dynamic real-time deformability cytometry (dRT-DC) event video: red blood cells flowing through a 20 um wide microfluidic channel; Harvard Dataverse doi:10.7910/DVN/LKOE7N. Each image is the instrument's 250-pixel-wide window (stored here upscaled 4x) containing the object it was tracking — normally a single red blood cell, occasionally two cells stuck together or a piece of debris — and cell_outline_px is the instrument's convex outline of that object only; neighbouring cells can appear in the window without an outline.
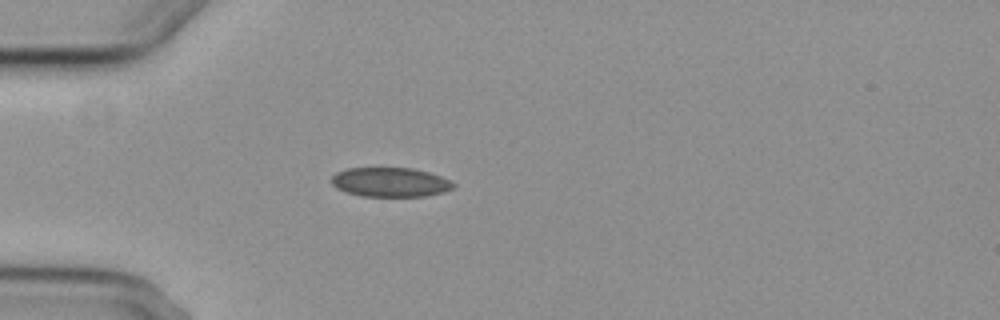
{"species": "common noctule bat (a hibernating species)", "species_latin": "Nyctalus noctula", "temperature_condition": "cold", "stored_images_in_passage": 2, "camera_frame_rate_fps": 3000, "um_per_image_px": 0.085, "animal": {"sex": "female", "body_mass_g": 29.2, "forearm_length_mm": 56.3}, "frame": {"image": 1, "passage_image": 2, "time_ms": 1.0, "image_size_px": [1000, 320], "cell_outline_px": [[456, 184], [452, 188], [444, 192], [424, 196], [360, 196], [344, 192], [336, 188], [332, 184], [332, 176], [336, 172], [348, 168], [412, 168], [428, 172], [440, 176]], "centroid_in_image_um": [33.14, 15.49], "position_along_channel_um": 51.9, "area_um2": 20.81}}